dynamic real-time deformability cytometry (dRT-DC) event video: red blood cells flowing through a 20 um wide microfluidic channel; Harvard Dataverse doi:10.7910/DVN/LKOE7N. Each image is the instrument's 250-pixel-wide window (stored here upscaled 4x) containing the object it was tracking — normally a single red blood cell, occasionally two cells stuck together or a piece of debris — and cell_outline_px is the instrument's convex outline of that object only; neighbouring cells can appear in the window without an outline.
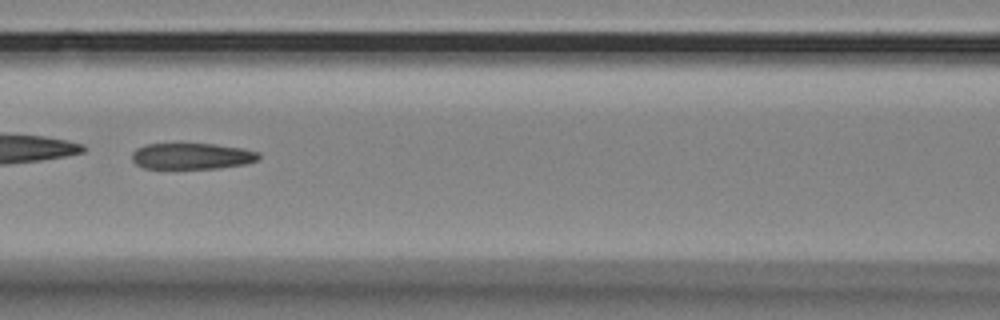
{"species": "Egyptian fruit bat (a non-hibernating species)", "species_latin": "Rousettus aegyptiacus", "temperature_condition": "room temperature", "stored_images_in_passage": 55, "camera_frame_rate_fps": 3000, "um_per_image_px": 0.085, "animal": {"sex": "female"}, "frame": {"image": 1, "passage_image": 24, "time_ms": 7.667, "image_size_px": [1000, 320], "cell_outline_px": [[260, 156], [256, 160], [244, 164], [220, 168], [144, 168], [136, 164], [132, 160], [132, 152], [136, 148], [144, 144], [216, 144], [244, 148], [260, 152]], "centroid_in_image_um": [16.31, 13.26], "position_along_channel_um": 150.3, "area_um2": 19.36}}
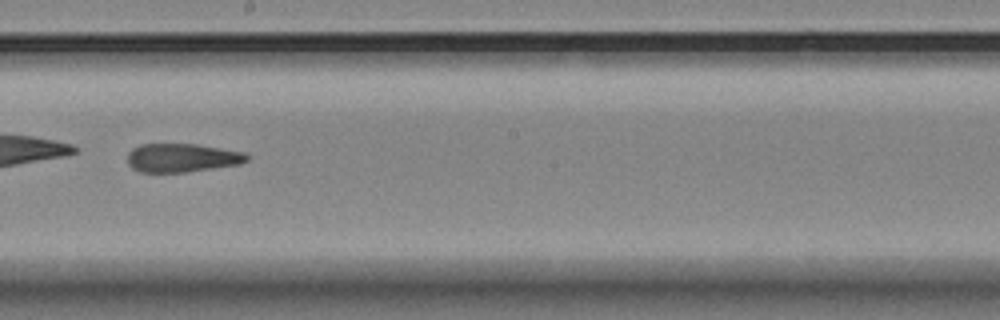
{"frame": {"image": 2, "passage_image": 31, "time_ms": 10.0, "image_size_px": [1000, 320], "cell_outline_px": [[248, 160], [240, 164], [188, 172], [140, 172], [132, 168], [128, 164], [128, 152], [132, 148], [140, 144], [196, 144], [244, 152], [248, 156]], "centroid_in_image_um": [15.45, 13.41], "position_along_channel_um": 232.8, "area_um2": 19.94}, "authors_computed_cell_mechanics": {"area_um2": 20.9814, "velocity_mm_per_s": 3.5441, "shape_relaxation_time_tau1_ms": null, "shape_relaxation_time_tau2_ms": 5.522, "deformation_change_tau1": null, "deformation_change_tau2": 0.1604}}